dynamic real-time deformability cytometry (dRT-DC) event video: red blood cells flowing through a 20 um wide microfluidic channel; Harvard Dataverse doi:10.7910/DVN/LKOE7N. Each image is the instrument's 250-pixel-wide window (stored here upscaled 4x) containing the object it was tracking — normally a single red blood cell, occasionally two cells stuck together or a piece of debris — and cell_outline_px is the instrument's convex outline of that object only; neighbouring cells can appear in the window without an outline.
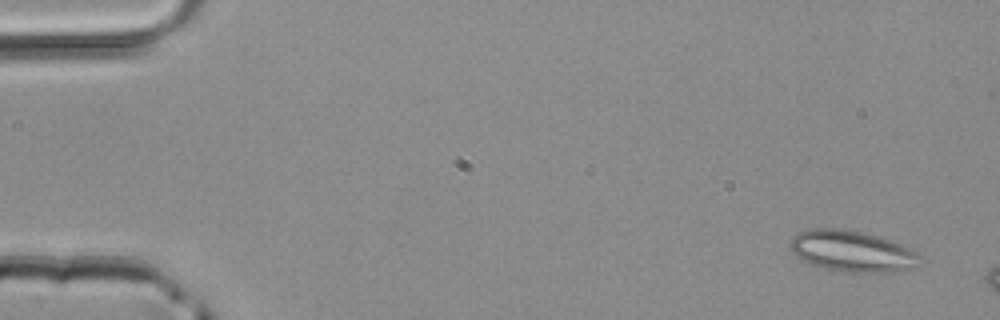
{"species": "common noctule bat (a hibernating species)", "species_latin": "Nyctalus noctula", "temperature_condition": "room temperature", "stored_images_in_passage": 4, "camera_frame_rate_fps": 3000, "um_per_image_px": 0.085, "animal": {"sex": "male", "body_mass_g": 20.4}, "frame": {"image": 1, "passage_image": 1, "time_ms": 0.0, "image_size_px": [1000, 320], "cell_outline_px": [[924, 260], [908, 268], [892, 272], [840, 272], [824, 268], [800, 260], [792, 252], [788, 244], [792, 236], [800, 232], [812, 228], [840, 228], [864, 232], [912, 248], [920, 252], [924, 256]], "centroid_in_image_um": [72.42, 21.35], "position_along_channel_um": 12.6, "area_um2": 31.44}}